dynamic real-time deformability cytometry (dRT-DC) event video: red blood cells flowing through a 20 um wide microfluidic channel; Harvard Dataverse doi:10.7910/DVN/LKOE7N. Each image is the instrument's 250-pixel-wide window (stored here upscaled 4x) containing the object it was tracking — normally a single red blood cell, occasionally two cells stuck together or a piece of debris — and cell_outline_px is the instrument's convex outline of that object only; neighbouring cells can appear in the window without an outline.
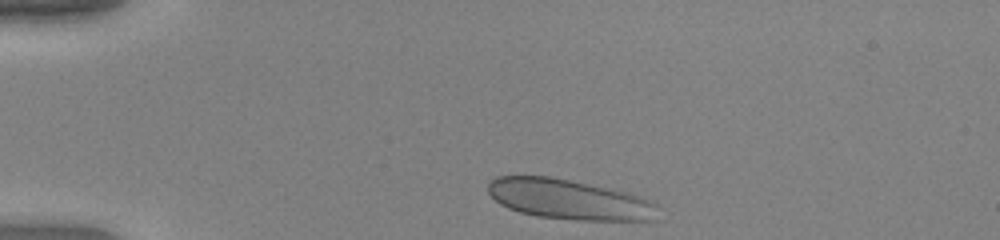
{"species": "human", "species_latin": "Homo sapiens", "temperature_condition": "warm", "stored_images_in_passage": 41, "camera_frame_rate_fps": 3000, "um_per_image_px": 0.085, "donor": {"sex": "female"}, "frame": {"image": 1, "passage_image": 1, "time_ms": 0.0, "image_size_px": [1000, 240], "cell_outline_px": [[656, 220], [576, 220], [536, 216], [520, 212], [508, 208], [500, 204], [488, 192], [488, 184], [496, 176], [548, 176], [628, 192], [640, 196], [656, 204]], "centroid_in_image_um": [48.35, 16.95], "position_along_channel_um": 36.7, "area_um2": 39.36}}
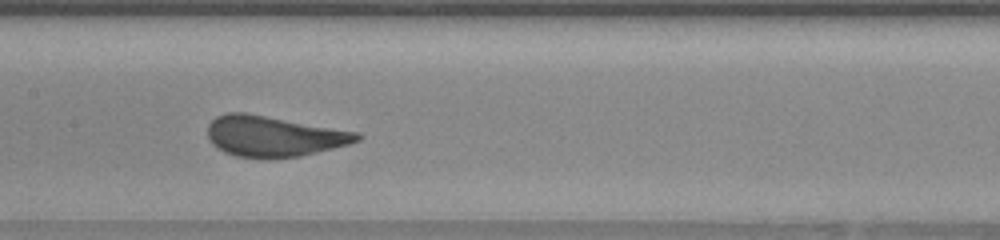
{"frame": {"image": 2, "passage_image": 16, "time_ms": 5.0, "image_size_px": [1000, 240], "cell_outline_px": [[364, 136], [360, 140], [348, 144], [300, 156], [236, 156], [224, 152], [212, 144], [208, 136], [208, 124], [216, 116], [228, 112], [244, 112], [360, 132]], "centroid_in_image_um": [23.28, 11.54], "position_along_channel_um": 184.1, "area_um2": 34.8}}
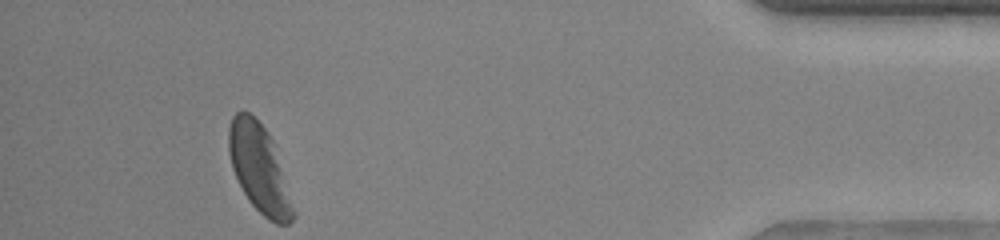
{"frame": {"image": 3, "passage_image": 37, "time_ms": 12.0, "image_size_px": [1000, 240], "cell_outline_px": [[296, 216], [288, 224], [276, 224], [268, 220], [248, 200], [232, 168], [228, 152], [228, 128], [232, 116], [240, 108], [244, 108], [268, 132], [276, 144], [296, 212]], "centroid_in_image_um": [22.06, 14.31], "position_along_channel_um": 413.1, "area_um2": 33.58}, "authors_computed_cell_mechanics": {"area_um2": 34.7956, "velocity_mm_per_s": 4.0072, "shape_relaxation_time_tau1_ms": 3.5071, "shape_relaxation_time_tau2_ms": null, "deformation_change_tau1": 0.1371, "deformation_change_tau2": null}}